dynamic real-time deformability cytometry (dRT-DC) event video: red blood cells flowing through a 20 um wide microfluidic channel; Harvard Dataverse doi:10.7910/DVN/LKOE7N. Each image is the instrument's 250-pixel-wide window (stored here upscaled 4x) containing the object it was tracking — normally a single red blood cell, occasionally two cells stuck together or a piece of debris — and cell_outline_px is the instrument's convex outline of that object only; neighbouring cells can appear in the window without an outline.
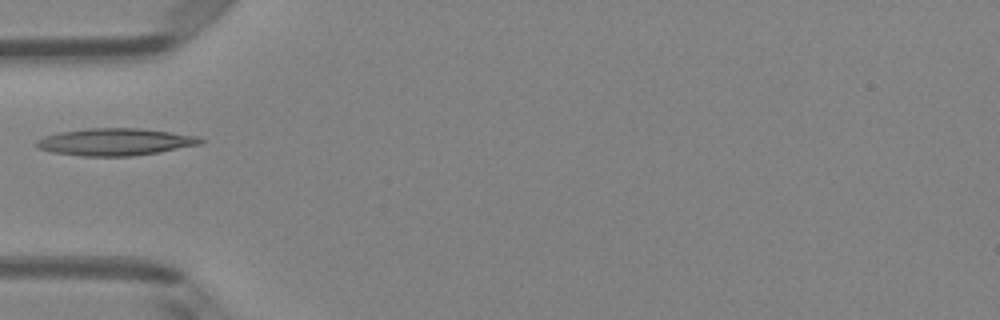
{"species": "Egyptian fruit bat (a non-hibernating species)", "species_latin": "Rousettus aegyptiacus", "temperature_condition": "room temperature", "stored_images_in_passage": 2, "camera_frame_rate_fps": 3000, "um_per_image_px": 0.085, "animal": {"sex": "female"}, "frame": {"image": 1, "passage_image": 1, "time_ms": 0.0, "image_size_px": [1000, 320], "cell_outline_px": [[204, 140], [200, 144], [160, 152], [132, 156], [84, 156], [52, 152], [40, 148], [36, 144], [36, 140], [44, 136], [60, 132], [88, 128], [140, 128], [200, 136]], "centroid_in_image_um": [9.82, 12.06], "position_along_channel_um": 75.2, "area_um2": 25.89}}
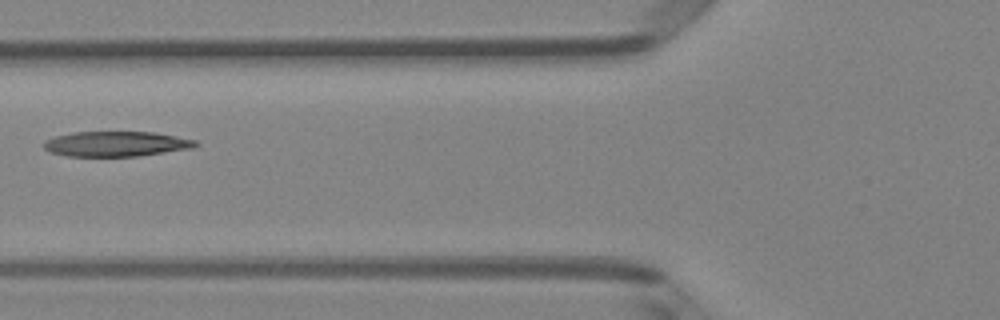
{"frame": {"image": 2, "passage_image": 2, "time_ms": 0.333, "image_size_px": [1000, 320], "cell_outline_px": [[200, 144], [192, 148], [136, 156], [64, 156], [52, 152], [44, 148], [44, 140], [56, 136], [72, 132], [152, 132], [176, 136], [196, 140]], "centroid_in_image_um": [9.86, 12.23], "position_along_channel_um": 115.9, "area_um2": 22.08}}